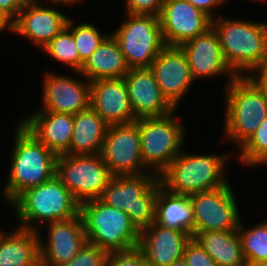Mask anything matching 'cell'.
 <instances>
[{
    "label": "cell",
    "mask_w": 267,
    "mask_h": 266,
    "mask_svg": "<svg viewBox=\"0 0 267 266\" xmlns=\"http://www.w3.org/2000/svg\"><path fill=\"white\" fill-rule=\"evenodd\" d=\"M191 238L186 232L153 222L140 231L138 248L149 266H170L183 257Z\"/></svg>",
    "instance_id": "obj_19"
},
{
    "label": "cell",
    "mask_w": 267,
    "mask_h": 266,
    "mask_svg": "<svg viewBox=\"0 0 267 266\" xmlns=\"http://www.w3.org/2000/svg\"><path fill=\"white\" fill-rule=\"evenodd\" d=\"M247 266H267V261H258L252 263H246Z\"/></svg>",
    "instance_id": "obj_42"
},
{
    "label": "cell",
    "mask_w": 267,
    "mask_h": 266,
    "mask_svg": "<svg viewBox=\"0 0 267 266\" xmlns=\"http://www.w3.org/2000/svg\"><path fill=\"white\" fill-rule=\"evenodd\" d=\"M193 207V237L199 232L234 231L241 222L230 184L189 195Z\"/></svg>",
    "instance_id": "obj_11"
},
{
    "label": "cell",
    "mask_w": 267,
    "mask_h": 266,
    "mask_svg": "<svg viewBox=\"0 0 267 266\" xmlns=\"http://www.w3.org/2000/svg\"><path fill=\"white\" fill-rule=\"evenodd\" d=\"M170 266H188V264L185 262L184 258L176 260L173 264Z\"/></svg>",
    "instance_id": "obj_41"
},
{
    "label": "cell",
    "mask_w": 267,
    "mask_h": 266,
    "mask_svg": "<svg viewBox=\"0 0 267 266\" xmlns=\"http://www.w3.org/2000/svg\"><path fill=\"white\" fill-rule=\"evenodd\" d=\"M80 214L88 243L108 252L138 247L140 231L121 209L97 198L80 203Z\"/></svg>",
    "instance_id": "obj_6"
},
{
    "label": "cell",
    "mask_w": 267,
    "mask_h": 266,
    "mask_svg": "<svg viewBox=\"0 0 267 266\" xmlns=\"http://www.w3.org/2000/svg\"><path fill=\"white\" fill-rule=\"evenodd\" d=\"M42 94V111L74 115L90 106V81L46 72Z\"/></svg>",
    "instance_id": "obj_21"
},
{
    "label": "cell",
    "mask_w": 267,
    "mask_h": 266,
    "mask_svg": "<svg viewBox=\"0 0 267 266\" xmlns=\"http://www.w3.org/2000/svg\"><path fill=\"white\" fill-rule=\"evenodd\" d=\"M159 21L166 46H180L212 27V19L187 0H165Z\"/></svg>",
    "instance_id": "obj_13"
},
{
    "label": "cell",
    "mask_w": 267,
    "mask_h": 266,
    "mask_svg": "<svg viewBox=\"0 0 267 266\" xmlns=\"http://www.w3.org/2000/svg\"><path fill=\"white\" fill-rule=\"evenodd\" d=\"M72 25V20L69 18L66 28L73 35L74 42L79 53L81 70L83 64L107 36L100 33L97 27L91 23H81L74 27Z\"/></svg>",
    "instance_id": "obj_29"
},
{
    "label": "cell",
    "mask_w": 267,
    "mask_h": 266,
    "mask_svg": "<svg viewBox=\"0 0 267 266\" xmlns=\"http://www.w3.org/2000/svg\"><path fill=\"white\" fill-rule=\"evenodd\" d=\"M172 114L137 119L143 163L157 176L181 153L185 141L184 127Z\"/></svg>",
    "instance_id": "obj_8"
},
{
    "label": "cell",
    "mask_w": 267,
    "mask_h": 266,
    "mask_svg": "<svg viewBox=\"0 0 267 266\" xmlns=\"http://www.w3.org/2000/svg\"><path fill=\"white\" fill-rule=\"evenodd\" d=\"M161 186L155 173L113 176L99 199L127 213L141 231L155 222L156 200Z\"/></svg>",
    "instance_id": "obj_7"
},
{
    "label": "cell",
    "mask_w": 267,
    "mask_h": 266,
    "mask_svg": "<svg viewBox=\"0 0 267 266\" xmlns=\"http://www.w3.org/2000/svg\"><path fill=\"white\" fill-rule=\"evenodd\" d=\"M129 69L117 39L108 35L83 64L79 74L93 82L99 79L122 78Z\"/></svg>",
    "instance_id": "obj_25"
},
{
    "label": "cell",
    "mask_w": 267,
    "mask_h": 266,
    "mask_svg": "<svg viewBox=\"0 0 267 266\" xmlns=\"http://www.w3.org/2000/svg\"><path fill=\"white\" fill-rule=\"evenodd\" d=\"M0 235V266H40L38 230L17 227Z\"/></svg>",
    "instance_id": "obj_23"
},
{
    "label": "cell",
    "mask_w": 267,
    "mask_h": 266,
    "mask_svg": "<svg viewBox=\"0 0 267 266\" xmlns=\"http://www.w3.org/2000/svg\"><path fill=\"white\" fill-rule=\"evenodd\" d=\"M28 0H0V11L14 21Z\"/></svg>",
    "instance_id": "obj_36"
},
{
    "label": "cell",
    "mask_w": 267,
    "mask_h": 266,
    "mask_svg": "<svg viewBox=\"0 0 267 266\" xmlns=\"http://www.w3.org/2000/svg\"><path fill=\"white\" fill-rule=\"evenodd\" d=\"M100 154L112 176L145 174L137 120L108 125Z\"/></svg>",
    "instance_id": "obj_12"
},
{
    "label": "cell",
    "mask_w": 267,
    "mask_h": 266,
    "mask_svg": "<svg viewBox=\"0 0 267 266\" xmlns=\"http://www.w3.org/2000/svg\"><path fill=\"white\" fill-rule=\"evenodd\" d=\"M42 49L56 61L68 65L77 73L80 72L79 53L73 35L66 27Z\"/></svg>",
    "instance_id": "obj_30"
},
{
    "label": "cell",
    "mask_w": 267,
    "mask_h": 266,
    "mask_svg": "<svg viewBox=\"0 0 267 266\" xmlns=\"http://www.w3.org/2000/svg\"><path fill=\"white\" fill-rule=\"evenodd\" d=\"M7 28L13 32V21L0 11V33Z\"/></svg>",
    "instance_id": "obj_39"
},
{
    "label": "cell",
    "mask_w": 267,
    "mask_h": 266,
    "mask_svg": "<svg viewBox=\"0 0 267 266\" xmlns=\"http://www.w3.org/2000/svg\"><path fill=\"white\" fill-rule=\"evenodd\" d=\"M239 224L237 232L246 263L267 261V221L252 228Z\"/></svg>",
    "instance_id": "obj_28"
},
{
    "label": "cell",
    "mask_w": 267,
    "mask_h": 266,
    "mask_svg": "<svg viewBox=\"0 0 267 266\" xmlns=\"http://www.w3.org/2000/svg\"><path fill=\"white\" fill-rule=\"evenodd\" d=\"M123 78L136 119L160 117L175 111L149 68H131Z\"/></svg>",
    "instance_id": "obj_17"
},
{
    "label": "cell",
    "mask_w": 267,
    "mask_h": 266,
    "mask_svg": "<svg viewBox=\"0 0 267 266\" xmlns=\"http://www.w3.org/2000/svg\"><path fill=\"white\" fill-rule=\"evenodd\" d=\"M241 149L239 157L245 165L267 164V116Z\"/></svg>",
    "instance_id": "obj_31"
},
{
    "label": "cell",
    "mask_w": 267,
    "mask_h": 266,
    "mask_svg": "<svg viewBox=\"0 0 267 266\" xmlns=\"http://www.w3.org/2000/svg\"><path fill=\"white\" fill-rule=\"evenodd\" d=\"M193 238L217 266L246 265L237 230L199 232Z\"/></svg>",
    "instance_id": "obj_27"
},
{
    "label": "cell",
    "mask_w": 267,
    "mask_h": 266,
    "mask_svg": "<svg viewBox=\"0 0 267 266\" xmlns=\"http://www.w3.org/2000/svg\"><path fill=\"white\" fill-rule=\"evenodd\" d=\"M107 266H149L141 250L136 247L127 251L109 252Z\"/></svg>",
    "instance_id": "obj_33"
},
{
    "label": "cell",
    "mask_w": 267,
    "mask_h": 266,
    "mask_svg": "<svg viewBox=\"0 0 267 266\" xmlns=\"http://www.w3.org/2000/svg\"><path fill=\"white\" fill-rule=\"evenodd\" d=\"M129 19L112 35L117 39L128 67L149 68L166 46L159 17L127 14Z\"/></svg>",
    "instance_id": "obj_10"
},
{
    "label": "cell",
    "mask_w": 267,
    "mask_h": 266,
    "mask_svg": "<svg viewBox=\"0 0 267 266\" xmlns=\"http://www.w3.org/2000/svg\"><path fill=\"white\" fill-rule=\"evenodd\" d=\"M37 0H28L13 21V32L25 36L42 49L68 22V16L52 7H42Z\"/></svg>",
    "instance_id": "obj_18"
},
{
    "label": "cell",
    "mask_w": 267,
    "mask_h": 266,
    "mask_svg": "<svg viewBox=\"0 0 267 266\" xmlns=\"http://www.w3.org/2000/svg\"><path fill=\"white\" fill-rule=\"evenodd\" d=\"M108 124L90 106L74 114L71 143L67 155L100 154Z\"/></svg>",
    "instance_id": "obj_24"
},
{
    "label": "cell",
    "mask_w": 267,
    "mask_h": 266,
    "mask_svg": "<svg viewBox=\"0 0 267 266\" xmlns=\"http://www.w3.org/2000/svg\"><path fill=\"white\" fill-rule=\"evenodd\" d=\"M11 204L16 206L19 227L30 230L38 229L32 225L35 221L49 223L80 214V202L56 175L39 186L26 189Z\"/></svg>",
    "instance_id": "obj_3"
},
{
    "label": "cell",
    "mask_w": 267,
    "mask_h": 266,
    "mask_svg": "<svg viewBox=\"0 0 267 266\" xmlns=\"http://www.w3.org/2000/svg\"><path fill=\"white\" fill-rule=\"evenodd\" d=\"M193 222L189 195L174 194L161 186L156 200L155 223L186 232L193 238Z\"/></svg>",
    "instance_id": "obj_26"
},
{
    "label": "cell",
    "mask_w": 267,
    "mask_h": 266,
    "mask_svg": "<svg viewBox=\"0 0 267 266\" xmlns=\"http://www.w3.org/2000/svg\"><path fill=\"white\" fill-rule=\"evenodd\" d=\"M259 74H250V77L258 84V86L263 90L265 97L267 99V65L256 70ZM252 75V76H251Z\"/></svg>",
    "instance_id": "obj_38"
},
{
    "label": "cell",
    "mask_w": 267,
    "mask_h": 266,
    "mask_svg": "<svg viewBox=\"0 0 267 266\" xmlns=\"http://www.w3.org/2000/svg\"><path fill=\"white\" fill-rule=\"evenodd\" d=\"M183 258L188 266H217L215 261L194 238L186 244Z\"/></svg>",
    "instance_id": "obj_34"
},
{
    "label": "cell",
    "mask_w": 267,
    "mask_h": 266,
    "mask_svg": "<svg viewBox=\"0 0 267 266\" xmlns=\"http://www.w3.org/2000/svg\"><path fill=\"white\" fill-rule=\"evenodd\" d=\"M179 47L187 57L193 80L210 78L227 72L230 81L236 77L224 60L219 37L213 27Z\"/></svg>",
    "instance_id": "obj_20"
},
{
    "label": "cell",
    "mask_w": 267,
    "mask_h": 266,
    "mask_svg": "<svg viewBox=\"0 0 267 266\" xmlns=\"http://www.w3.org/2000/svg\"><path fill=\"white\" fill-rule=\"evenodd\" d=\"M149 69L168 102L176 109L190 88L193 78L187 57L179 46H165Z\"/></svg>",
    "instance_id": "obj_15"
},
{
    "label": "cell",
    "mask_w": 267,
    "mask_h": 266,
    "mask_svg": "<svg viewBox=\"0 0 267 266\" xmlns=\"http://www.w3.org/2000/svg\"><path fill=\"white\" fill-rule=\"evenodd\" d=\"M109 252L87 242L69 262L59 266H107Z\"/></svg>",
    "instance_id": "obj_32"
},
{
    "label": "cell",
    "mask_w": 267,
    "mask_h": 266,
    "mask_svg": "<svg viewBox=\"0 0 267 266\" xmlns=\"http://www.w3.org/2000/svg\"><path fill=\"white\" fill-rule=\"evenodd\" d=\"M48 225V243L45 244L39 237L40 266L67 263L87 244L81 214L68 220L49 222Z\"/></svg>",
    "instance_id": "obj_14"
},
{
    "label": "cell",
    "mask_w": 267,
    "mask_h": 266,
    "mask_svg": "<svg viewBox=\"0 0 267 266\" xmlns=\"http://www.w3.org/2000/svg\"><path fill=\"white\" fill-rule=\"evenodd\" d=\"M217 19L212 20V27L224 60L236 76H250L267 65V22Z\"/></svg>",
    "instance_id": "obj_1"
},
{
    "label": "cell",
    "mask_w": 267,
    "mask_h": 266,
    "mask_svg": "<svg viewBox=\"0 0 267 266\" xmlns=\"http://www.w3.org/2000/svg\"><path fill=\"white\" fill-rule=\"evenodd\" d=\"M165 0H126V11L134 15L159 17Z\"/></svg>",
    "instance_id": "obj_35"
},
{
    "label": "cell",
    "mask_w": 267,
    "mask_h": 266,
    "mask_svg": "<svg viewBox=\"0 0 267 266\" xmlns=\"http://www.w3.org/2000/svg\"><path fill=\"white\" fill-rule=\"evenodd\" d=\"M20 122L56 155L65 154L69 150L74 125L73 114L40 111Z\"/></svg>",
    "instance_id": "obj_22"
},
{
    "label": "cell",
    "mask_w": 267,
    "mask_h": 266,
    "mask_svg": "<svg viewBox=\"0 0 267 266\" xmlns=\"http://www.w3.org/2000/svg\"><path fill=\"white\" fill-rule=\"evenodd\" d=\"M55 175L80 203L99 198L113 177L101 154L57 155Z\"/></svg>",
    "instance_id": "obj_9"
},
{
    "label": "cell",
    "mask_w": 267,
    "mask_h": 266,
    "mask_svg": "<svg viewBox=\"0 0 267 266\" xmlns=\"http://www.w3.org/2000/svg\"><path fill=\"white\" fill-rule=\"evenodd\" d=\"M224 154L189 155L181 152L158 176L162 187L174 194L191 195L228 184Z\"/></svg>",
    "instance_id": "obj_5"
},
{
    "label": "cell",
    "mask_w": 267,
    "mask_h": 266,
    "mask_svg": "<svg viewBox=\"0 0 267 266\" xmlns=\"http://www.w3.org/2000/svg\"><path fill=\"white\" fill-rule=\"evenodd\" d=\"M90 107L108 125L127 124L137 120L123 77L90 82Z\"/></svg>",
    "instance_id": "obj_16"
},
{
    "label": "cell",
    "mask_w": 267,
    "mask_h": 266,
    "mask_svg": "<svg viewBox=\"0 0 267 266\" xmlns=\"http://www.w3.org/2000/svg\"><path fill=\"white\" fill-rule=\"evenodd\" d=\"M227 85L225 139L233 140L241 148L266 118L267 99L250 76H236Z\"/></svg>",
    "instance_id": "obj_4"
},
{
    "label": "cell",
    "mask_w": 267,
    "mask_h": 266,
    "mask_svg": "<svg viewBox=\"0 0 267 266\" xmlns=\"http://www.w3.org/2000/svg\"><path fill=\"white\" fill-rule=\"evenodd\" d=\"M80 0H48V2H52V3H55V4H64V5H70V4H74L75 2H78Z\"/></svg>",
    "instance_id": "obj_40"
},
{
    "label": "cell",
    "mask_w": 267,
    "mask_h": 266,
    "mask_svg": "<svg viewBox=\"0 0 267 266\" xmlns=\"http://www.w3.org/2000/svg\"><path fill=\"white\" fill-rule=\"evenodd\" d=\"M187 1H189L197 9L207 14L212 20L214 19V14L212 15V9L226 2V0H187Z\"/></svg>",
    "instance_id": "obj_37"
},
{
    "label": "cell",
    "mask_w": 267,
    "mask_h": 266,
    "mask_svg": "<svg viewBox=\"0 0 267 266\" xmlns=\"http://www.w3.org/2000/svg\"><path fill=\"white\" fill-rule=\"evenodd\" d=\"M14 139L11 169L3 192L9 203L26 189L50 180L56 173L57 155L21 122L15 129Z\"/></svg>",
    "instance_id": "obj_2"
}]
</instances>
